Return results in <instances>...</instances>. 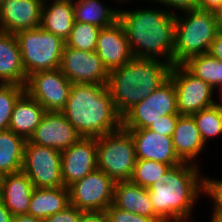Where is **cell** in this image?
I'll return each instance as SVG.
<instances>
[{
    "instance_id": "20",
    "label": "cell",
    "mask_w": 222,
    "mask_h": 222,
    "mask_svg": "<svg viewBox=\"0 0 222 222\" xmlns=\"http://www.w3.org/2000/svg\"><path fill=\"white\" fill-rule=\"evenodd\" d=\"M172 141L175 152L183 163L197 164L195 163L196 158L202 153L205 143L193 116L180 115L178 117Z\"/></svg>"
},
{
    "instance_id": "5",
    "label": "cell",
    "mask_w": 222,
    "mask_h": 222,
    "mask_svg": "<svg viewBox=\"0 0 222 222\" xmlns=\"http://www.w3.org/2000/svg\"><path fill=\"white\" fill-rule=\"evenodd\" d=\"M176 15L174 23V65L208 53L219 30L213 11L193 9ZM180 16V17H179Z\"/></svg>"
},
{
    "instance_id": "41",
    "label": "cell",
    "mask_w": 222,
    "mask_h": 222,
    "mask_svg": "<svg viewBox=\"0 0 222 222\" xmlns=\"http://www.w3.org/2000/svg\"><path fill=\"white\" fill-rule=\"evenodd\" d=\"M0 222H13V215L6 208L1 198H0Z\"/></svg>"
},
{
    "instance_id": "7",
    "label": "cell",
    "mask_w": 222,
    "mask_h": 222,
    "mask_svg": "<svg viewBox=\"0 0 222 222\" xmlns=\"http://www.w3.org/2000/svg\"><path fill=\"white\" fill-rule=\"evenodd\" d=\"M97 169L115 182L130 180L136 165L131 134L124 128L96 138Z\"/></svg>"
},
{
    "instance_id": "6",
    "label": "cell",
    "mask_w": 222,
    "mask_h": 222,
    "mask_svg": "<svg viewBox=\"0 0 222 222\" xmlns=\"http://www.w3.org/2000/svg\"><path fill=\"white\" fill-rule=\"evenodd\" d=\"M21 60L26 75L60 67V61L66 42L59 36L41 27L27 29L15 34Z\"/></svg>"
},
{
    "instance_id": "32",
    "label": "cell",
    "mask_w": 222,
    "mask_h": 222,
    "mask_svg": "<svg viewBox=\"0 0 222 222\" xmlns=\"http://www.w3.org/2000/svg\"><path fill=\"white\" fill-rule=\"evenodd\" d=\"M25 92V86L0 83V131L7 130L18 98Z\"/></svg>"
},
{
    "instance_id": "17",
    "label": "cell",
    "mask_w": 222,
    "mask_h": 222,
    "mask_svg": "<svg viewBox=\"0 0 222 222\" xmlns=\"http://www.w3.org/2000/svg\"><path fill=\"white\" fill-rule=\"evenodd\" d=\"M134 141L137 160H152L169 164L171 167L182 164L178 158L172 137L161 135L148 128L125 129Z\"/></svg>"
},
{
    "instance_id": "30",
    "label": "cell",
    "mask_w": 222,
    "mask_h": 222,
    "mask_svg": "<svg viewBox=\"0 0 222 222\" xmlns=\"http://www.w3.org/2000/svg\"><path fill=\"white\" fill-rule=\"evenodd\" d=\"M101 28L80 22H74L66 46L82 51H95L96 42Z\"/></svg>"
},
{
    "instance_id": "22",
    "label": "cell",
    "mask_w": 222,
    "mask_h": 222,
    "mask_svg": "<svg viewBox=\"0 0 222 222\" xmlns=\"http://www.w3.org/2000/svg\"><path fill=\"white\" fill-rule=\"evenodd\" d=\"M113 205L121 210L149 218H160L153 209L148 189L131 180L115 183Z\"/></svg>"
},
{
    "instance_id": "42",
    "label": "cell",
    "mask_w": 222,
    "mask_h": 222,
    "mask_svg": "<svg viewBox=\"0 0 222 222\" xmlns=\"http://www.w3.org/2000/svg\"><path fill=\"white\" fill-rule=\"evenodd\" d=\"M13 222H45V220L24 214L13 216Z\"/></svg>"
},
{
    "instance_id": "47",
    "label": "cell",
    "mask_w": 222,
    "mask_h": 222,
    "mask_svg": "<svg viewBox=\"0 0 222 222\" xmlns=\"http://www.w3.org/2000/svg\"><path fill=\"white\" fill-rule=\"evenodd\" d=\"M220 94H221V98H222V88H221V90H220ZM222 101V100H221ZM220 105L222 106V102L220 103Z\"/></svg>"
},
{
    "instance_id": "11",
    "label": "cell",
    "mask_w": 222,
    "mask_h": 222,
    "mask_svg": "<svg viewBox=\"0 0 222 222\" xmlns=\"http://www.w3.org/2000/svg\"><path fill=\"white\" fill-rule=\"evenodd\" d=\"M169 78L175 86L179 115L192 116L217 103L212 98L215 90L207 82L192 75L183 65H173Z\"/></svg>"
},
{
    "instance_id": "15",
    "label": "cell",
    "mask_w": 222,
    "mask_h": 222,
    "mask_svg": "<svg viewBox=\"0 0 222 222\" xmlns=\"http://www.w3.org/2000/svg\"><path fill=\"white\" fill-rule=\"evenodd\" d=\"M81 137L62 112L46 111L28 141L63 151L75 144Z\"/></svg>"
},
{
    "instance_id": "43",
    "label": "cell",
    "mask_w": 222,
    "mask_h": 222,
    "mask_svg": "<svg viewBox=\"0 0 222 222\" xmlns=\"http://www.w3.org/2000/svg\"><path fill=\"white\" fill-rule=\"evenodd\" d=\"M215 17H216V23L218 30L222 32V9H216L214 11Z\"/></svg>"
},
{
    "instance_id": "29",
    "label": "cell",
    "mask_w": 222,
    "mask_h": 222,
    "mask_svg": "<svg viewBox=\"0 0 222 222\" xmlns=\"http://www.w3.org/2000/svg\"><path fill=\"white\" fill-rule=\"evenodd\" d=\"M219 103L192 115L205 145L210 137L222 135V106Z\"/></svg>"
},
{
    "instance_id": "16",
    "label": "cell",
    "mask_w": 222,
    "mask_h": 222,
    "mask_svg": "<svg viewBox=\"0 0 222 222\" xmlns=\"http://www.w3.org/2000/svg\"><path fill=\"white\" fill-rule=\"evenodd\" d=\"M44 0H3L0 4V31L16 34L40 27Z\"/></svg>"
},
{
    "instance_id": "18",
    "label": "cell",
    "mask_w": 222,
    "mask_h": 222,
    "mask_svg": "<svg viewBox=\"0 0 222 222\" xmlns=\"http://www.w3.org/2000/svg\"><path fill=\"white\" fill-rule=\"evenodd\" d=\"M95 51L109 72L133 58L125 29L119 20L101 28Z\"/></svg>"
},
{
    "instance_id": "36",
    "label": "cell",
    "mask_w": 222,
    "mask_h": 222,
    "mask_svg": "<svg viewBox=\"0 0 222 222\" xmlns=\"http://www.w3.org/2000/svg\"><path fill=\"white\" fill-rule=\"evenodd\" d=\"M83 211L69 205L63 211L53 214L45 219V222H78Z\"/></svg>"
},
{
    "instance_id": "26",
    "label": "cell",
    "mask_w": 222,
    "mask_h": 222,
    "mask_svg": "<svg viewBox=\"0 0 222 222\" xmlns=\"http://www.w3.org/2000/svg\"><path fill=\"white\" fill-rule=\"evenodd\" d=\"M26 140L10 129L0 131V174L20 172Z\"/></svg>"
},
{
    "instance_id": "37",
    "label": "cell",
    "mask_w": 222,
    "mask_h": 222,
    "mask_svg": "<svg viewBox=\"0 0 222 222\" xmlns=\"http://www.w3.org/2000/svg\"><path fill=\"white\" fill-rule=\"evenodd\" d=\"M146 1H155L153 3H159L160 5H165V7H170V10L177 9L184 12L188 10H193L197 8V0H146Z\"/></svg>"
},
{
    "instance_id": "44",
    "label": "cell",
    "mask_w": 222,
    "mask_h": 222,
    "mask_svg": "<svg viewBox=\"0 0 222 222\" xmlns=\"http://www.w3.org/2000/svg\"><path fill=\"white\" fill-rule=\"evenodd\" d=\"M60 1H63V2H66V3H71V4H75V0H60Z\"/></svg>"
},
{
    "instance_id": "35",
    "label": "cell",
    "mask_w": 222,
    "mask_h": 222,
    "mask_svg": "<svg viewBox=\"0 0 222 222\" xmlns=\"http://www.w3.org/2000/svg\"><path fill=\"white\" fill-rule=\"evenodd\" d=\"M179 114L164 115L161 119L153 122L148 129L161 135L172 137Z\"/></svg>"
},
{
    "instance_id": "38",
    "label": "cell",
    "mask_w": 222,
    "mask_h": 222,
    "mask_svg": "<svg viewBox=\"0 0 222 222\" xmlns=\"http://www.w3.org/2000/svg\"><path fill=\"white\" fill-rule=\"evenodd\" d=\"M78 222H108L105 211H83Z\"/></svg>"
},
{
    "instance_id": "40",
    "label": "cell",
    "mask_w": 222,
    "mask_h": 222,
    "mask_svg": "<svg viewBox=\"0 0 222 222\" xmlns=\"http://www.w3.org/2000/svg\"><path fill=\"white\" fill-rule=\"evenodd\" d=\"M221 0H197V8L206 11H215Z\"/></svg>"
},
{
    "instance_id": "9",
    "label": "cell",
    "mask_w": 222,
    "mask_h": 222,
    "mask_svg": "<svg viewBox=\"0 0 222 222\" xmlns=\"http://www.w3.org/2000/svg\"><path fill=\"white\" fill-rule=\"evenodd\" d=\"M61 151L26 141L21 171L34 188L62 187Z\"/></svg>"
},
{
    "instance_id": "12",
    "label": "cell",
    "mask_w": 222,
    "mask_h": 222,
    "mask_svg": "<svg viewBox=\"0 0 222 222\" xmlns=\"http://www.w3.org/2000/svg\"><path fill=\"white\" fill-rule=\"evenodd\" d=\"M72 83L59 70L39 71L28 77L25 91L45 111L61 112L66 106Z\"/></svg>"
},
{
    "instance_id": "21",
    "label": "cell",
    "mask_w": 222,
    "mask_h": 222,
    "mask_svg": "<svg viewBox=\"0 0 222 222\" xmlns=\"http://www.w3.org/2000/svg\"><path fill=\"white\" fill-rule=\"evenodd\" d=\"M27 80L15 34L0 31V83L26 86Z\"/></svg>"
},
{
    "instance_id": "31",
    "label": "cell",
    "mask_w": 222,
    "mask_h": 222,
    "mask_svg": "<svg viewBox=\"0 0 222 222\" xmlns=\"http://www.w3.org/2000/svg\"><path fill=\"white\" fill-rule=\"evenodd\" d=\"M170 168L169 164L162 162L137 160L130 180L141 187L149 188Z\"/></svg>"
},
{
    "instance_id": "13",
    "label": "cell",
    "mask_w": 222,
    "mask_h": 222,
    "mask_svg": "<svg viewBox=\"0 0 222 222\" xmlns=\"http://www.w3.org/2000/svg\"><path fill=\"white\" fill-rule=\"evenodd\" d=\"M59 70L73 83L106 85L109 71L96 51H82L65 45Z\"/></svg>"
},
{
    "instance_id": "48",
    "label": "cell",
    "mask_w": 222,
    "mask_h": 222,
    "mask_svg": "<svg viewBox=\"0 0 222 222\" xmlns=\"http://www.w3.org/2000/svg\"><path fill=\"white\" fill-rule=\"evenodd\" d=\"M124 1H129V0H117L116 2H124Z\"/></svg>"
},
{
    "instance_id": "10",
    "label": "cell",
    "mask_w": 222,
    "mask_h": 222,
    "mask_svg": "<svg viewBox=\"0 0 222 222\" xmlns=\"http://www.w3.org/2000/svg\"><path fill=\"white\" fill-rule=\"evenodd\" d=\"M115 183L102 170L96 169L68 186L70 205L81 211H105L113 204Z\"/></svg>"
},
{
    "instance_id": "27",
    "label": "cell",
    "mask_w": 222,
    "mask_h": 222,
    "mask_svg": "<svg viewBox=\"0 0 222 222\" xmlns=\"http://www.w3.org/2000/svg\"><path fill=\"white\" fill-rule=\"evenodd\" d=\"M74 6L75 22L93 24L104 28L119 19V9L105 6L101 0H77Z\"/></svg>"
},
{
    "instance_id": "23",
    "label": "cell",
    "mask_w": 222,
    "mask_h": 222,
    "mask_svg": "<svg viewBox=\"0 0 222 222\" xmlns=\"http://www.w3.org/2000/svg\"><path fill=\"white\" fill-rule=\"evenodd\" d=\"M45 112V109L25 91L15 103L8 129L27 141L40 124Z\"/></svg>"
},
{
    "instance_id": "3",
    "label": "cell",
    "mask_w": 222,
    "mask_h": 222,
    "mask_svg": "<svg viewBox=\"0 0 222 222\" xmlns=\"http://www.w3.org/2000/svg\"><path fill=\"white\" fill-rule=\"evenodd\" d=\"M61 112L82 137L97 138L122 127L106 85L73 83Z\"/></svg>"
},
{
    "instance_id": "14",
    "label": "cell",
    "mask_w": 222,
    "mask_h": 222,
    "mask_svg": "<svg viewBox=\"0 0 222 222\" xmlns=\"http://www.w3.org/2000/svg\"><path fill=\"white\" fill-rule=\"evenodd\" d=\"M61 176L65 187L83 179L97 169L95 137H81L68 149L61 151Z\"/></svg>"
},
{
    "instance_id": "25",
    "label": "cell",
    "mask_w": 222,
    "mask_h": 222,
    "mask_svg": "<svg viewBox=\"0 0 222 222\" xmlns=\"http://www.w3.org/2000/svg\"><path fill=\"white\" fill-rule=\"evenodd\" d=\"M70 205L68 187L34 188L28 215L46 219Z\"/></svg>"
},
{
    "instance_id": "45",
    "label": "cell",
    "mask_w": 222,
    "mask_h": 222,
    "mask_svg": "<svg viewBox=\"0 0 222 222\" xmlns=\"http://www.w3.org/2000/svg\"><path fill=\"white\" fill-rule=\"evenodd\" d=\"M211 220H212L211 222H221V221L214 219L213 217H211Z\"/></svg>"
},
{
    "instance_id": "4",
    "label": "cell",
    "mask_w": 222,
    "mask_h": 222,
    "mask_svg": "<svg viewBox=\"0 0 222 222\" xmlns=\"http://www.w3.org/2000/svg\"><path fill=\"white\" fill-rule=\"evenodd\" d=\"M172 64L155 58L133 57L109 73L107 89L116 111L122 117L130 108L162 86Z\"/></svg>"
},
{
    "instance_id": "33",
    "label": "cell",
    "mask_w": 222,
    "mask_h": 222,
    "mask_svg": "<svg viewBox=\"0 0 222 222\" xmlns=\"http://www.w3.org/2000/svg\"><path fill=\"white\" fill-rule=\"evenodd\" d=\"M205 196L214 201L212 217L222 222V180L212 179L205 175ZM210 178V179H209Z\"/></svg>"
},
{
    "instance_id": "34",
    "label": "cell",
    "mask_w": 222,
    "mask_h": 222,
    "mask_svg": "<svg viewBox=\"0 0 222 222\" xmlns=\"http://www.w3.org/2000/svg\"><path fill=\"white\" fill-rule=\"evenodd\" d=\"M105 212L108 217V222H164L161 218H149L121 210L113 204H111Z\"/></svg>"
},
{
    "instance_id": "8",
    "label": "cell",
    "mask_w": 222,
    "mask_h": 222,
    "mask_svg": "<svg viewBox=\"0 0 222 222\" xmlns=\"http://www.w3.org/2000/svg\"><path fill=\"white\" fill-rule=\"evenodd\" d=\"M169 114H179L175 86L170 78L122 116V128H148L153 122Z\"/></svg>"
},
{
    "instance_id": "46",
    "label": "cell",
    "mask_w": 222,
    "mask_h": 222,
    "mask_svg": "<svg viewBox=\"0 0 222 222\" xmlns=\"http://www.w3.org/2000/svg\"><path fill=\"white\" fill-rule=\"evenodd\" d=\"M217 9H222V0H221L220 5L218 6Z\"/></svg>"
},
{
    "instance_id": "39",
    "label": "cell",
    "mask_w": 222,
    "mask_h": 222,
    "mask_svg": "<svg viewBox=\"0 0 222 222\" xmlns=\"http://www.w3.org/2000/svg\"><path fill=\"white\" fill-rule=\"evenodd\" d=\"M208 53L216 59L222 61V32H218L217 36L211 43Z\"/></svg>"
},
{
    "instance_id": "49",
    "label": "cell",
    "mask_w": 222,
    "mask_h": 222,
    "mask_svg": "<svg viewBox=\"0 0 222 222\" xmlns=\"http://www.w3.org/2000/svg\"><path fill=\"white\" fill-rule=\"evenodd\" d=\"M1 181H2V175L0 174V185H1Z\"/></svg>"
},
{
    "instance_id": "28",
    "label": "cell",
    "mask_w": 222,
    "mask_h": 222,
    "mask_svg": "<svg viewBox=\"0 0 222 222\" xmlns=\"http://www.w3.org/2000/svg\"><path fill=\"white\" fill-rule=\"evenodd\" d=\"M196 78L207 82L214 90L222 88V61L209 53L193 56L182 64Z\"/></svg>"
},
{
    "instance_id": "19",
    "label": "cell",
    "mask_w": 222,
    "mask_h": 222,
    "mask_svg": "<svg viewBox=\"0 0 222 222\" xmlns=\"http://www.w3.org/2000/svg\"><path fill=\"white\" fill-rule=\"evenodd\" d=\"M33 190L31 180L22 171L2 176L0 198L13 216L28 214Z\"/></svg>"
},
{
    "instance_id": "24",
    "label": "cell",
    "mask_w": 222,
    "mask_h": 222,
    "mask_svg": "<svg viewBox=\"0 0 222 222\" xmlns=\"http://www.w3.org/2000/svg\"><path fill=\"white\" fill-rule=\"evenodd\" d=\"M48 1L43 2L40 27L66 41L75 22L74 6L60 0H50L53 2L47 5Z\"/></svg>"
},
{
    "instance_id": "1",
    "label": "cell",
    "mask_w": 222,
    "mask_h": 222,
    "mask_svg": "<svg viewBox=\"0 0 222 222\" xmlns=\"http://www.w3.org/2000/svg\"><path fill=\"white\" fill-rule=\"evenodd\" d=\"M197 166H173L147 188L154 212L164 222H190L196 200L205 194V176Z\"/></svg>"
},
{
    "instance_id": "2",
    "label": "cell",
    "mask_w": 222,
    "mask_h": 222,
    "mask_svg": "<svg viewBox=\"0 0 222 222\" xmlns=\"http://www.w3.org/2000/svg\"><path fill=\"white\" fill-rule=\"evenodd\" d=\"M168 9L119 10L133 57L155 58L174 65L175 13Z\"/></svg>"
}]
</instances>
